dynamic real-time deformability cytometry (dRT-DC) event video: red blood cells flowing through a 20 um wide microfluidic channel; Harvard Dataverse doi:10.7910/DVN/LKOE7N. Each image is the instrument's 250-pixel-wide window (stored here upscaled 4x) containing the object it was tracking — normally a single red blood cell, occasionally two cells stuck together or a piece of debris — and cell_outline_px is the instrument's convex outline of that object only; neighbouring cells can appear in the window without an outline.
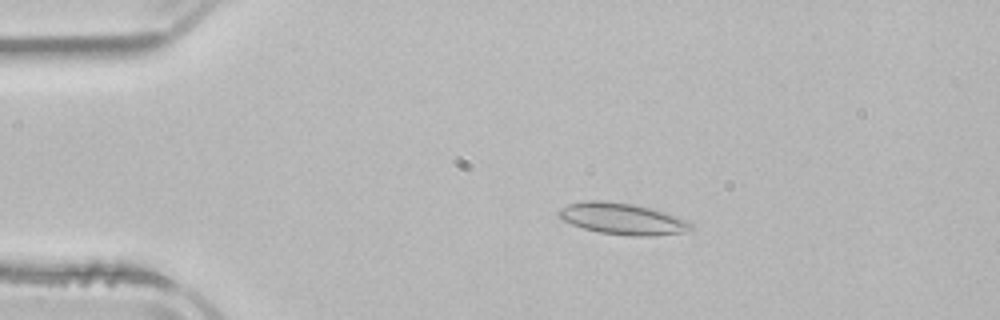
{"species": "common noctule bat (a hibernating species)", "species_latin": "Nyctalus noctula", "temperature_condition": "room temperature", "stored_images_in_passage": 4, "camera_frame_rate_fps": 3000, "um_per_image_px": 0.085, "animal": {"sex": "male", "body_mass_g": 21.5, "forearm_length_mm": 52.0}, "frame": {"image": 1, "passage_image": 3, "time_ms": 2.667, "image_size_px": [1000, 320], "cell_outline_px": [[692, 228], [684, 232], [656, 236], [632, 236], [600, 232], [584, 228], [572, 224], [564, 220], [556, 212], [560, 208], [568, 204], [584, 200], [600, 200], [632, 204], [648, 208], [684, 220], [692, 224]], "centroid_in_image_um": [52.84, 18.6], "position_along_channel_um": 32.2, "area_um2": 23.7}}